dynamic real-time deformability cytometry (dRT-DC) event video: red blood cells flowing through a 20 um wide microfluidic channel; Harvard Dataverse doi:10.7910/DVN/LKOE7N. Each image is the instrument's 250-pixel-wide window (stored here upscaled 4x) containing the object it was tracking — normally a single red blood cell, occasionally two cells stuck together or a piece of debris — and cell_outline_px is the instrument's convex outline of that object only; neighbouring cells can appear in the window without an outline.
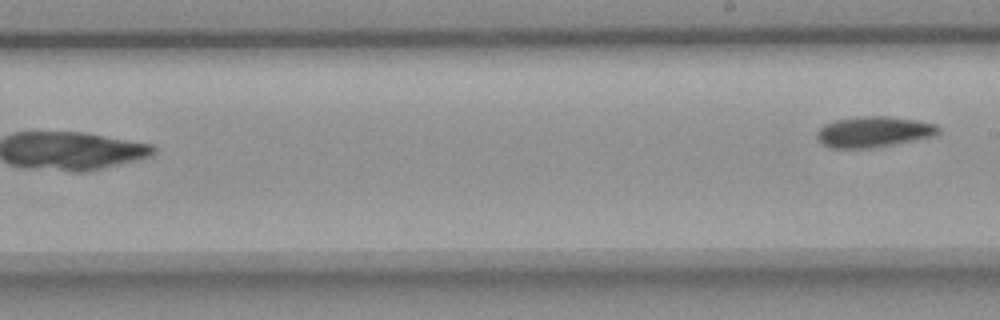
{"species": "common noctule bat (a hibernating species)", "species_latin": "Nyctalus noctula", "temperature_condition": "room temperature", "stored_images_in_passage": 7, "camera_frame_rate_fps": 3000, "um_per_image_px": 0.085, "animal": {"sex": "female", "body_mass_g": 18.4}, "frame": {"image": 1, "passage_image": 7, "time_ms": 8.0, "image_size_px": [1000, 320], "cell_outline_px": [[940, 132], [936, 136], [896, 144], [872, 148], [832, 148], [820, 144], [816, 140], [816, 132], [824, 124], [832, 120], [856, 116], [888, 116], [916, 120], [936, 124], [940, 128]], "centroid_in_image_um": [74.23, 11.21], "position_along_channel_um": 214.8, "area_um2": 22.31}}